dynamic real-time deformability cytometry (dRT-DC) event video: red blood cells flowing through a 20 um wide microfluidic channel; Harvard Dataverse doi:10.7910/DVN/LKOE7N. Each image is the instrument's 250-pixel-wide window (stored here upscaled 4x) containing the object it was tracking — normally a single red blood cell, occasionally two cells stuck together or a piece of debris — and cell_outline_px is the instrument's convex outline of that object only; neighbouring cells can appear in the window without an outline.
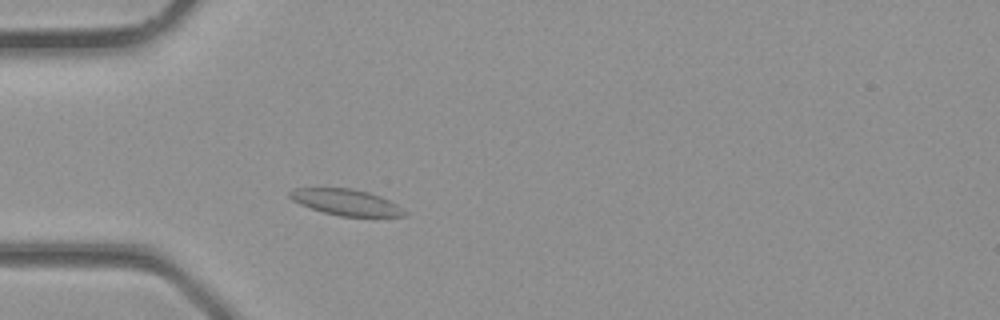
{"species": "common noctule bat (a hibernating species)", "species_latin": "Nyctalus noctula", "temperature_condition": "room temperature", "stored_images_in_passage": 2, "camera_frame_rate_fps": 3000, "um_per_image_px": 0.085, "animal": {"sex": "male", "body_mass_g": 23.1, "forearm_length_mm": 52.7}, "frame": {"image": 1, "passage_image": 2, "time_ms": 0.333, "image_size_px": [1000, 320], "cell_outline_px": [[408, 212], [404, 216], [340, 216], [324, 212], [300, 204], [292, 200], [288, 196], [288, 192], [292, 188], [352, 188], [368, 192], [380, 196], [396, 204]], "centroid_in_image_um": [29.39, 17.18], "position_along_channel_um": 55.6, "area_um2": 17.34}}